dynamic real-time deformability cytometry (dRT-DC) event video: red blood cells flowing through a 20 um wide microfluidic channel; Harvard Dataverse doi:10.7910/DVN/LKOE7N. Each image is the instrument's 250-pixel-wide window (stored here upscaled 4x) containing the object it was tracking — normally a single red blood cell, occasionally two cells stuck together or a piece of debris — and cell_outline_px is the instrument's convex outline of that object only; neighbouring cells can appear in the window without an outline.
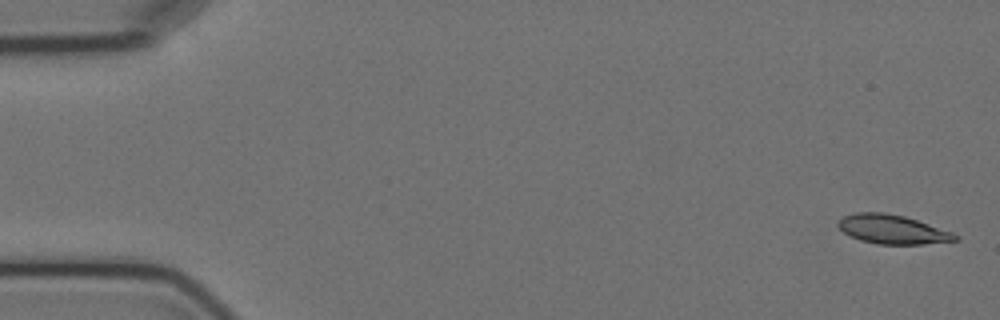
{"species": "Egyptian fruit bat (a non-hibernating species)", "species_latin": "Rousettus aegyptiacus", "temperature_condition": "cold", "stored_images_in_passage": 4, "camera_frame_rate_fps": 3000, "um_per_image_px": 0.085, "animal": {"sex": "female"}, "frame": {"image": 1, "passage_image": 1, "time_ms": 0.0, "image_size_px": [1000, 320], "cell_outline_px": [[960, 240], [924, 244], [876, 244], [860, 240], [844, 232], [836, 224], [844, 216], [856, 212], [884, 212], [904, 216], [952, 232], [960, 236]], "centroid_in_image_um": [75.87, 19.5], "position_along_channel_um": 9.1, "area_um2": 19.71}}